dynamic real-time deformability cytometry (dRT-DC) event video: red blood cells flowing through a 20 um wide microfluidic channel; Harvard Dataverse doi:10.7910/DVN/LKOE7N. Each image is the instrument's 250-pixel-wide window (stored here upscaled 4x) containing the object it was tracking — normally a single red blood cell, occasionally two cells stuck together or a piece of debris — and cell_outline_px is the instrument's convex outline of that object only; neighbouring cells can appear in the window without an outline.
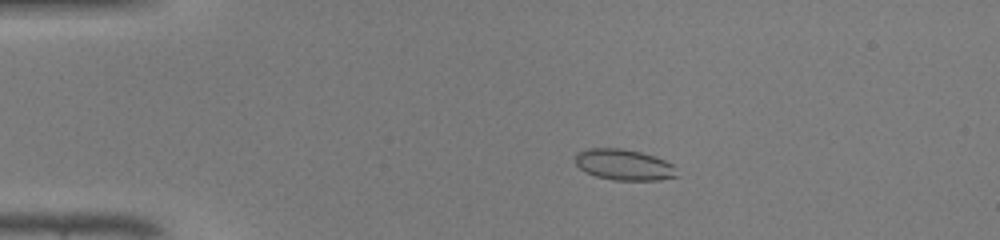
{"species": "common noctule bat (a hibernating species)", "species_latin": "Nyctalus noctula", "temperature_condition": "warm", "stored_images_in_passage": 43, "camera_frame_rate_fps": 3000, "um_per_image_px": 0.085, "animal": {"sex": "male", "body_mass_g": 19.0, "forearm_length_mm": 50.8}, "frame": {"image": 1, "passage_image": 5, "time_ms": 1.333, "image_size_px": [1000, 240], "cell_outline_px": [[680, 176], [660, 180], [612, 180], [596, 176], [584, 172], [576, 164], [576, 152], [588, 148], [620, 148], [640, 152], [656, 156], [672, 164]], "centroid_in_image_um": [53.04, 14.01], "position_along_channel_um": 32.0, "area_um2": 18.5}}
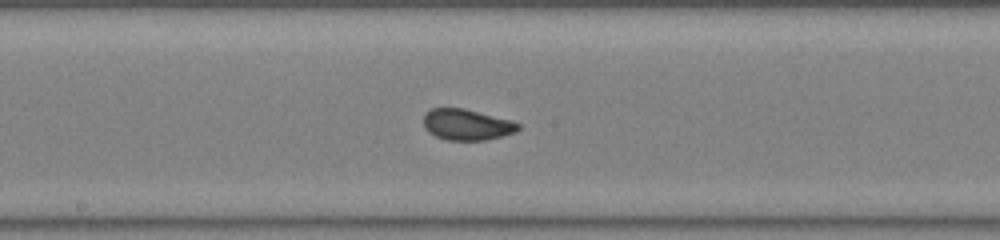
{"frame": {"image": 2, "passage_image": 21, "time_ms": 6.667, "image_size_px": [1000, 240], "cell_outline_px": [[520, 128], [516, 132], [504, 136], [484, 140], [448, 140], [436, 136], [428, 132], [424, 128], [424, 112], [432, 108], [464, 108], [512, 120], [520, 124]], "centroid_in_image_um": [39.69, 10.59], "position_along_channel_um": 208.5, "area_um2": 17.28}}
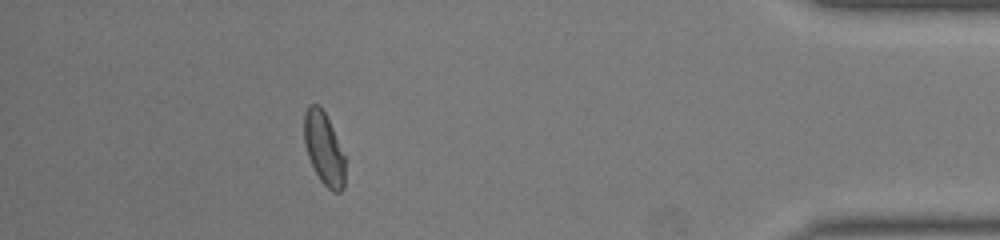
{"frame": {"image": 3, "passage_image": 38, "time_ms": 12.333, "image_size_px": [1000, 240], "cell_outline_px": [[344, 188], [340, 192], [332, 192], [320, 180], [308, 156], [304, 144], [304, 112], [308, 104], [320, 104], [332, 128], [344, 156]], "centroid_in_image_um": [27.51, 12.61], "position_along_channel_um": 407.7, "area_um2": 17.11}, "authors_computed_cell_mechanics": {"area_um2": 17.4556, "velocity_mm_per_s": 4.3366, "shape_relaxation_time_tau1_ms": 7.5716, "shape_relaxation_time_tau2_ms": null, "deformation_change_tau1": 0.1792, "deformation_change_tau2": null}}